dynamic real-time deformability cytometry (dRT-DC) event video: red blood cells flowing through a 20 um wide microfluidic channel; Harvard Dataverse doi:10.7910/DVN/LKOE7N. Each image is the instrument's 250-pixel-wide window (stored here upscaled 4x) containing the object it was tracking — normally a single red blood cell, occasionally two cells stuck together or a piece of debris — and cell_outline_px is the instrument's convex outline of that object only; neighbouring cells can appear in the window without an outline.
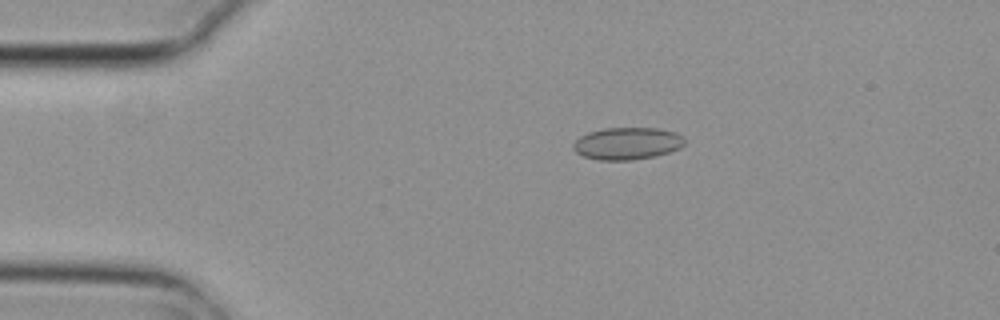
{"species": "common noctule bat (a hibernating species)", "species_latin": "Nyctalus noctula", "temperature_condition": "cold", "stored_images_in_passage": 3, "camera_frame_rate_fps": 3000, "um_per_image_px": 0.085, "animal": {"sex": "female", "body_mass_g": 29.2, "forearm_length_mm": 56.3}, "frame": {"image": 1, "passage_image": 1, "time_ms": 0.0, "image_size_px": [1000, 320], "cell_outline_px": [[684, 144], [680, 148], [668, 152], [652, 156], [632, 160], [600, 160], [584, 156], [576, 152], [572, 148], [572, 144], [580, 136], [588, 132], [604, 128], [656, 128], [676, 132], [684, 136]], "centroid_in_image_um": [53.3, 12.18], "position_along_channel_um": 31.7, "area_um2": 20.87}}
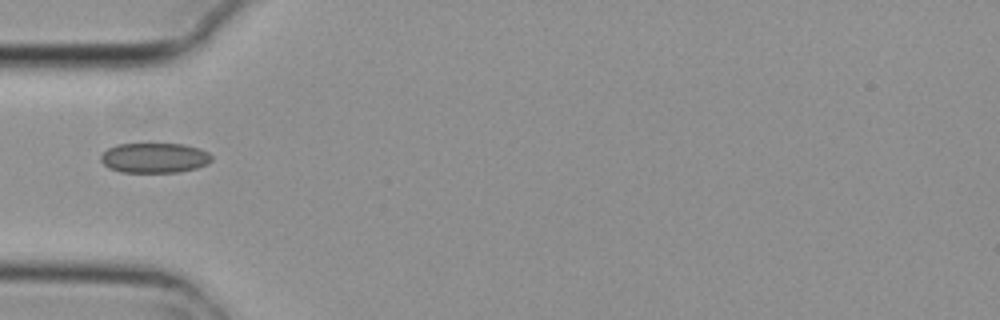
{"frame": {"image": 2, "passage_image": 3, "time_ms": 0.667, "image_size_px": [1000, 320], "cell_outline_px": [[212, 160], [208, 164], [196, 168], [180, 172], [120, 172], [108, 168], [100, 160], [100, 156], [108, 148], [116, 144], [184, 144], [200, 148], [208, 152], [212, 156]], "centroid_in_image_um": [13.14, 13.42], "position_along_channel_um": 71.9, "area_um2": 19.54}}